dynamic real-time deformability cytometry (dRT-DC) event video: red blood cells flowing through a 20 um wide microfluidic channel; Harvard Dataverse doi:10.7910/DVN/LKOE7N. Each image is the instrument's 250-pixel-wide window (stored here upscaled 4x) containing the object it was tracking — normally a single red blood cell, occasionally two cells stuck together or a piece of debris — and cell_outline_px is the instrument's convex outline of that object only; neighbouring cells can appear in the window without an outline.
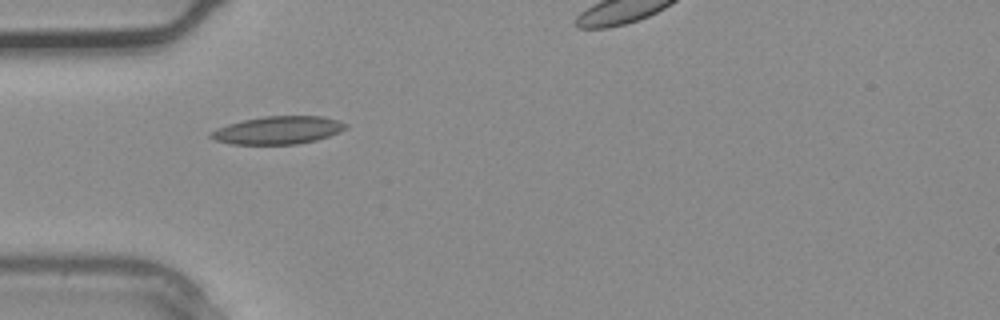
{"species": "common noctule bat (a hibernating species)", "species_latin": "Nyctalus noctula", "temperature_condition": "warm", "stored_images_in_passage": 4, "camera_frame_rate_fps": 3000, "um_per_image_px": 0.085, "animal": {"sex": "male", "body_mass_g": 20.4}, "frame": {"image": 1, "passage_image": 2, "time_ms": 0.333, "image_size_px": [1000, 320], "cell_outline_px": [[348, 128], [340, 132], [316, 140], [296, 144], [232, 144], [216, 140], [208, 136], [208, 132], [216, 128], [228, 124], [244, 120], [264, 116], [320, 116], [336, 120], [348, 124]], "centroid_in_image_um": [23.61, 11.06], "position_along_channel_um": 61.4, "area_um2": 21.85}}